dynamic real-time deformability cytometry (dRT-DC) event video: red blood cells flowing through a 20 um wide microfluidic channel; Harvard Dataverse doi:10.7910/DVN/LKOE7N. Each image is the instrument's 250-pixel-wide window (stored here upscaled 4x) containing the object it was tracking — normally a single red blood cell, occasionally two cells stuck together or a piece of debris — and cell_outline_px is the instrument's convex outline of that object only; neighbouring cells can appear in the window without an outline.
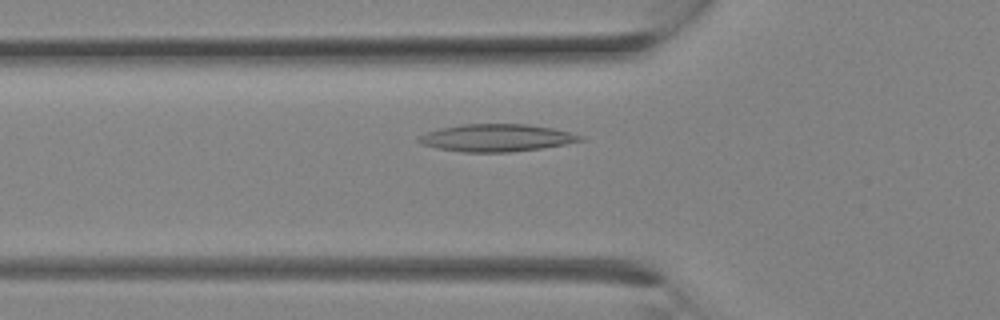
{"species": "Egyptian fruit bat (a non-hibernating species)", "species_latin": "Rousettus aegyptiacus", "temperature_condition": "room temperature", "stored_images_in_passage": 15, "camera_frame_rate_fps": 3000, "um_per_image_px": 0.085, "animal": {"sex": "female"}, "frame": {"image": 1, "passage_image": 4, "time_ms": 1.0, "image_size_px": [1000, 320], "cell_outline_px": [[584, 140], [564, 144], [540, 148], [508, 152], [464, 152], [436, 148], [420, 144], [416, 140], [420, 136], [428, 132], [440, 128], [460, 124], [528, 124], [552, 128], [584, 136]], "centroid_in_image_um": [42.17, 11.71], "position_along_channel_um": 83.6, "area_um2": 25.66}}
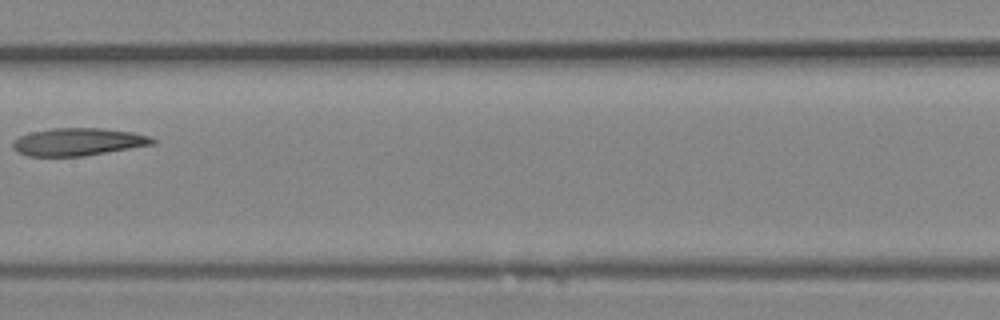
{"frame": {"image": 2, "passage_image": 9, "time_ms": 2.667, "image_size_px": [1000, 320], "cell_outline_px": [[156, 144], [84, 156], [28, 156], [16, 152], [12, 148], [12, 140], [20, 136], [32, 132], [52, 128], [104, 128], [132, 132], [148, 136], [156, 140]], "centroid_in_image_um": [6.62, 12.06], "position_along_channel_um": 200.8, "area_um2": 22.6}}
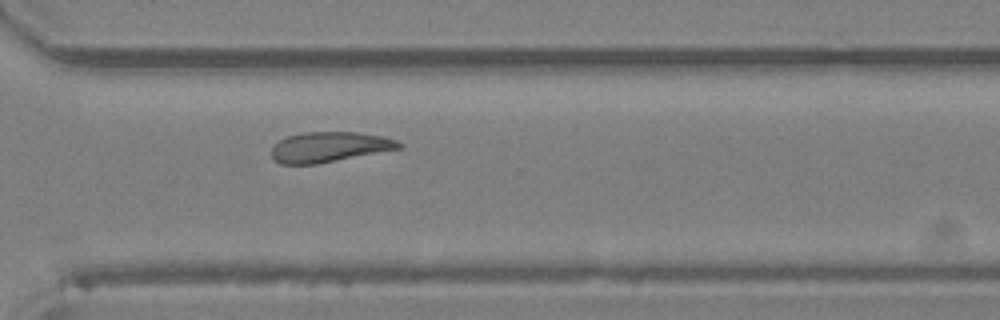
{"frame": {"image": 3, "passage_image": 15, "time_ms": 4.667, "image_size_px": [1000, 320], "cell_outline_px": [[404, 144], [400, 148], [316, 164], [280, 164], [272, 156], [272, 148], [280, 140], [288, 136], [300, 132], [356, 132], [384, 136], [396, 140]], "centroid_in_image_um": [28.0, 12.48], "position_along_channel_um": 342.6, "area_um2": 22.2}}